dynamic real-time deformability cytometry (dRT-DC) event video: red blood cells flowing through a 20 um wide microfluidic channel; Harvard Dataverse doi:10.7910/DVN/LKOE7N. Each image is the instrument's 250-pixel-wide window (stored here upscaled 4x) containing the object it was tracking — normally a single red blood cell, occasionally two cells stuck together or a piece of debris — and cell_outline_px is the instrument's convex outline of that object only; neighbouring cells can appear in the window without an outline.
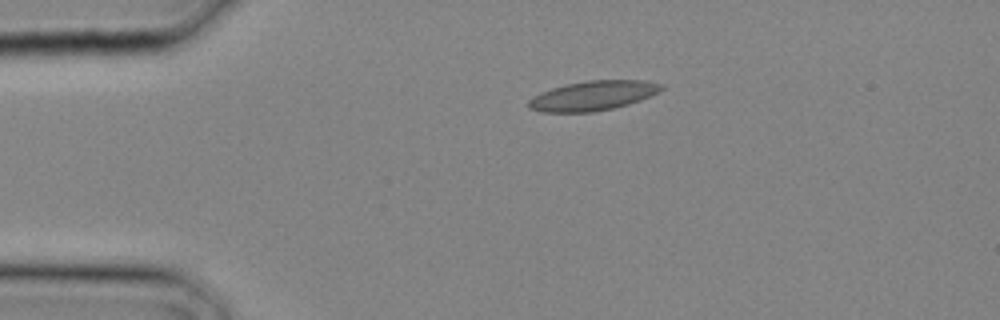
{"species": "common noctule bat (a hibernating species)", "species_latin": "Nyctalus noctula", "temperature_condition": "cold", "stored_images_in_passage": 1, "camera_frame_rate_fps": 3000, "um_per_image_px": 0.085, "animal": {"sex": "male", "body_mass_g": 20.4}, "frame": {"image": 1, "passage_image": 1, "time_ms": 0.0, "image_size_px": [1000, 320], "cell_outline_px": [[664, 88], [660, 92], [640, 100], [628, 104], [612, 108], [592, 112], [540, 112], [528, 108], [528, 100], [532, 96], [540, 92], [552, 88], [568, 84], [588, 80], [644, 80], [664, 84]], "centroid_in_image_um": [50.4, 8.13], "position_along_channel_um": 34.6, "area_um2": 23.0}}